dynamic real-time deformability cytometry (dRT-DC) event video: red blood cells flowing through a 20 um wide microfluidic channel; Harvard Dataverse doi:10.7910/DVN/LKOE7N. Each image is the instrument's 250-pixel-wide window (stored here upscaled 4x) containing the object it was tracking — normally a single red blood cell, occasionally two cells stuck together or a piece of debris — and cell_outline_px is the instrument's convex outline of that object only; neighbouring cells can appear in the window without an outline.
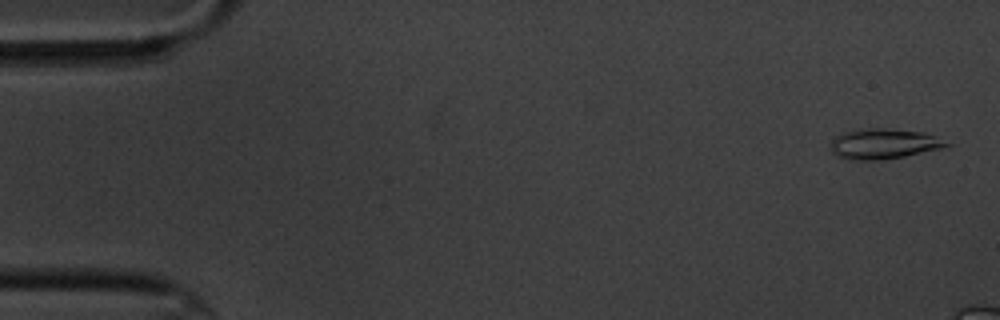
{"species": "common noctule bat (a hibernating species)", "species_latin": "Nyctalus noctula", "temperature_condition": "cold", "stored_images_in_passage": 4, "camera_frame_rate_fps": 3000, "um_per_image_px": 0.085, "animal": {"sex": "male", "body_mass_g": 20.1, "forearm_length_mm": 53.5}, "frame": {"image": 1, "passage_image": 1, "time_ms": 0.0, "image_size_px": [1000, 320], "cell_outline_px": [[952, 144], [944, 148], [884, 160], [848, 160], [836, 156], [832, 152], [832, 136], [844, 132], [868, 128], [884, 128], [924, 132], [936, 136]], "centroid_in_image_um": [75.11, 12.23], "position_along_channel_um": 9.9, "area_um2": 20.63}}